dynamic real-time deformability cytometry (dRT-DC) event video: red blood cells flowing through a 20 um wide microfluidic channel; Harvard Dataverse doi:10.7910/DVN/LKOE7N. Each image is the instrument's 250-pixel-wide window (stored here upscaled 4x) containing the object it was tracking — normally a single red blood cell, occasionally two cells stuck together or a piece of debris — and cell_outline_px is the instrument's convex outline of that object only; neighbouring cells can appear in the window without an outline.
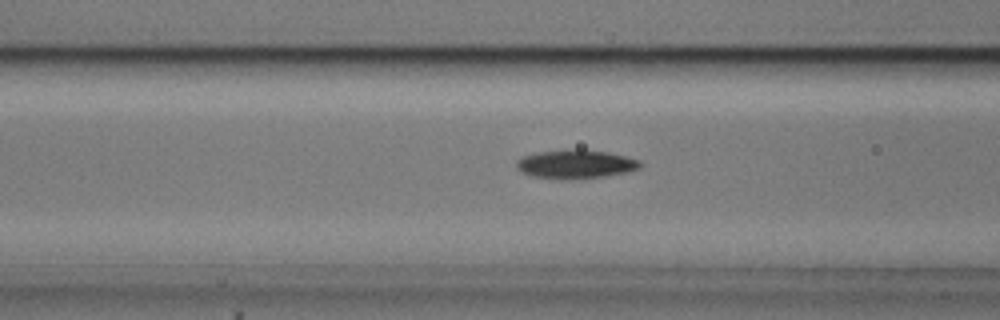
{"species": "common noctule bat (a hibernating species)", "species_latin": "Nyctalus noctula", "temperature_condition": "cold", "stored_images_in_passage": 39, "camera_frame_rate_fps": 3000, "um_per_image_px": 0.085, "animal": {"sex": "male", "body_mass_g": 20.5, "forearm_length_mm": 52.5}, "frame": {"image": 1, "passage_image": 9, "time_ms": 2.667, "image_size_px": [1000, 320], "cell_outline_px": [[644, 164], [640, 168], [624, 172], [604, 176], [568, 180], [560, 180], [532, 176], [520, 172], [516, 168], [516, 160], [524, 156], [540, 152], [576, 148], [580, 148], [608, 152], [640, 160]], "centroid_in_image_um": [48.91, 13.95], "position_along_channel_um": 117.7, "area_um2": 20.98}}
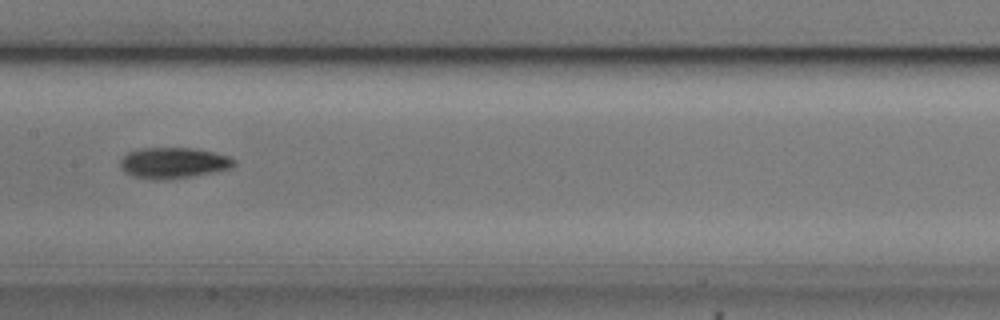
{"frame": {"image": 2, "passage_image": 15, "time_ms": 4.667, "image_size_px": [1000, 320], "cell_outline_px": [[236, 164], [232, 168], [216, 172], [168, 180], [156, 180], [132, 176], [124, 172], [120, 168], [120, 160], [128, 152], [140, 148], [196, 148], [216, 152], [228, 156], [236, 160]], "centroid_in_image_um": [14.76, 13.85], "position_along_channel_um": 192.6, "area_um2": 20.87}}
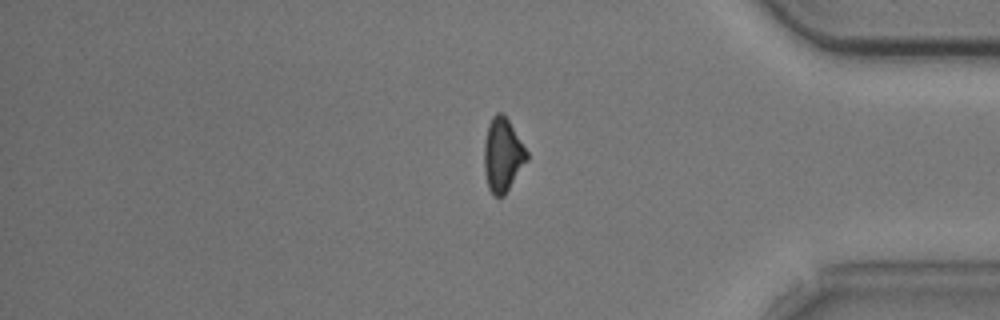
{"frame": {"image": 3, "passage_image": 33, "time_ms": 10.667, "image_size_px": [1000, 320], "cell_outline_px": [[528, 160], [504, 196], [492, 196], [488, 188], [484, 172], [484, 144], [488, 124], [492, 116], [496, 112], [500, 112], [508, 120], [528, 152]], "centroid_in_image_um": [42.71, 13.2], "position_along_channel_um": 392.5, "area_um2": 18.38}}